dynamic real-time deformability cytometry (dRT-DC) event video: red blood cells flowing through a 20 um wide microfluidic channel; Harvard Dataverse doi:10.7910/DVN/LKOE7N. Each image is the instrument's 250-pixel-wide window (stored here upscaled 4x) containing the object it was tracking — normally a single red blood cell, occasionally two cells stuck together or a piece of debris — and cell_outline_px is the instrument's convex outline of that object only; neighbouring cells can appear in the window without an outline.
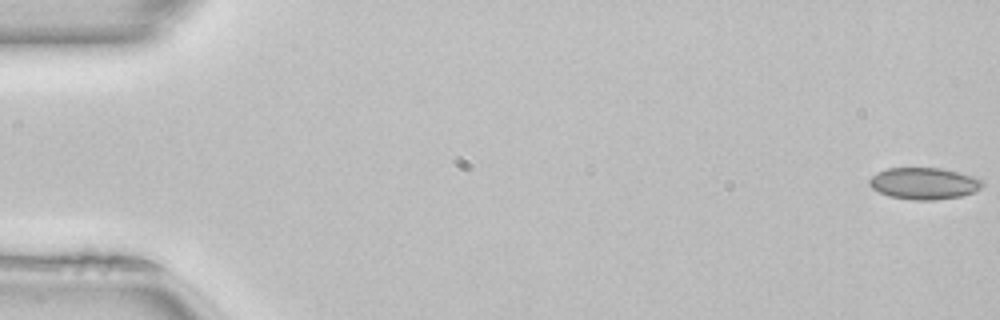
{"species": "common noctule bat (a hibernating species)", "species_latin": "Nyctalus noctula", "temperature_condition": "room temperature", "stored_images_in_passage": 51, "camera_frame_rate_fps": 3000, "um_per_image_px": 0.085, "animal": {"sex": "female", "body_mass_g": 22.7, "forearm_length_mm": 54.2}, "frame": {"image": 1, "passage_image": 1, "time_ms": 0.0, "image_size_px": [1000, 320], "cell_outline_px": [[984, 184], [976, 192], [960, 196], [932, 200], [912, 200], [888, 196], [872, 188], [868, 184], [868, 180], [876, 172], [888, 168], [940, 168], [972, 176], [984, 180]], "centroid_in_image_um": [78.53, 15.59], "position_along_channel_um": 6.5, "area_um2": 20.92}}
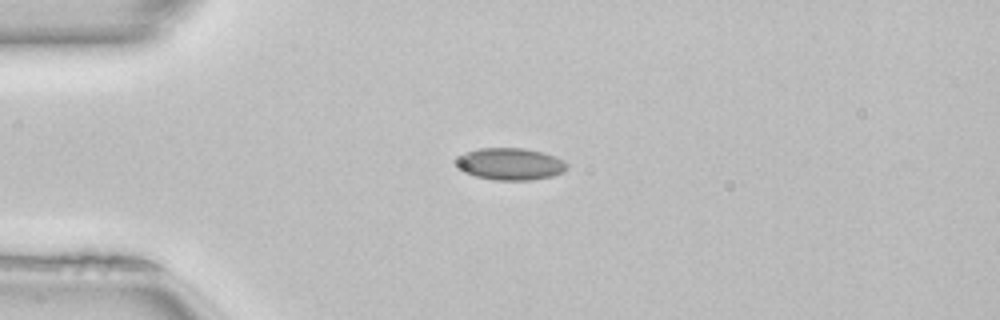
{"frame": {"image": 2, "passage_image": 13, "time_ms": 4.0, "image_size_px": [1000, 320], "cell_outline_px": [[568, 168], [564, 172], [552, 176], [532, 180], [492, 180], [476, 176], [464, 172], [456, 164], [456, 160], [464, 152], [480, 148], [524, 148], [544, 152], [564, 160], [568, 164]], "centroid_in_image_um": [43.4, 13.94], "position_along_channel_um": 41.6, "area_um2": 20.81}}
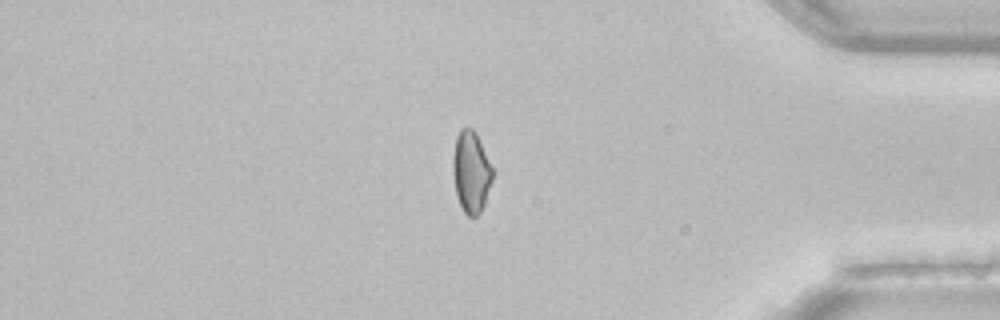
{"frame": {"image": 3, "passage_image": 43, "time_ms": 14.0, "image_size_px": [1000, 320], "cell_outline_px": [[492, 180], [484, 204], [480, 212], [476, 216], [468, 216], [464, 212], [456, 196], [452, 172], [452, 156], [456, 136], [460, 128], [472, 128], [476, 132], [492, 168]], "centroid_in_image_um": [40.01, 14.6], "position_along_channel_um": 395.2, "area_um2": 18.84}, "authors_computed_cell_mechanics": {"area_um2": 19.5364, "velocity_mm_per_s": 4.0885, "shape_relaxation_time_tau1_ms": null, "shape_relaxation_time_tau2_ms": 2.1472, "deformation_change_tau1": null, "deformation_change_tau2": 0.0633}}